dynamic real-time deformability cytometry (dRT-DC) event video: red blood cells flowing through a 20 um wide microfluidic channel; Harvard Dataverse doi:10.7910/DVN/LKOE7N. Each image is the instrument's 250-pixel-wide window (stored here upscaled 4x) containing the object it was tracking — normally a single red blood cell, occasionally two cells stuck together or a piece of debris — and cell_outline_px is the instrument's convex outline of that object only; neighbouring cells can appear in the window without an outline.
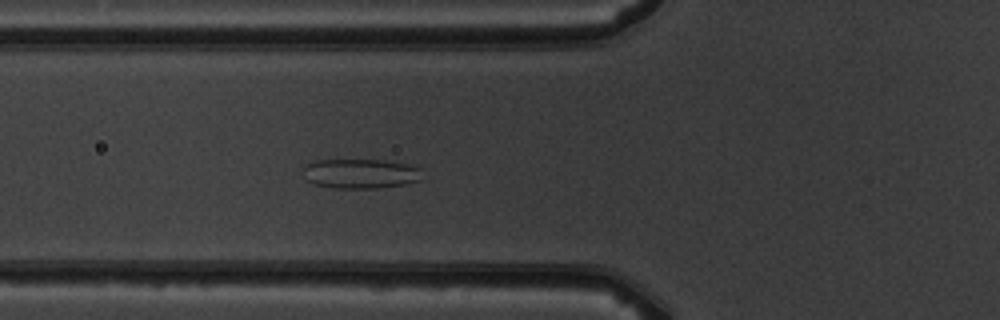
{"species": "common noctule bat (a hibernating species)", "species_latin": "Nyctalus noctula", "temperature_condition": "warm", "stored_images_in_passage": 6, "camera_frame_rate_fps": 3000, "um_per_image_px": 0.085, "animal": {"sex": "male", "body_mass_g": 19.5, "forearm_length_mm": 54.6}, "frame": {"image": 1, "passage_image": 6, "time_ms": 6.667, "image_size_px": [1000, 320], "cell_outline_px": [[420, 180], [404, 184], [380, 188], [336, 188], [312, 184], [304, 180], [304, 164], [312, 160], [384, 160], [408, 164], [420, 168]], "centroid_in_image_um": [30.57, 14.75], "position_along_channel_um": 95.2, "area_um2": 20.75}}